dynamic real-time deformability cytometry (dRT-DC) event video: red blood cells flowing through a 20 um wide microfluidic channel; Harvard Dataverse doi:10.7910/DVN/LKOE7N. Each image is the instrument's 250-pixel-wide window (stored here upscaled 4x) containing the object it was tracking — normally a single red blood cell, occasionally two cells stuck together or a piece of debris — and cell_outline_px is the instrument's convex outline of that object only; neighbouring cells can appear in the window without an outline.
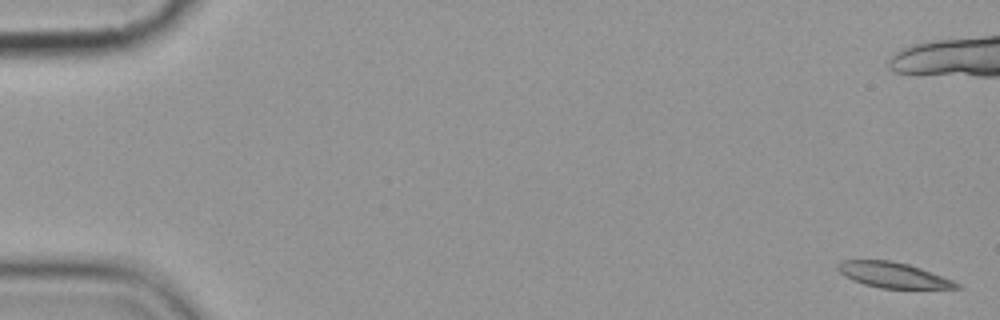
{"species": "common noctule bat (a hibernating species)", "species_latin": "Nyctalus noctula", "temperature_condition": "cold", "stored_images_in_passage": 16, "camera_frame_rate_fps": 3000, "um_per_image_px": 0.085, "animal": {"sex": "female", "body_mass_g": 19.9}, "frame": {"image": 1, "passage_image": 1, "time_ms": 0.0, "image_size_px": [1000, 320], "cell_outline_px": [[960, 288], [880, 288], [864, 284], [852, 280], [844, 276], [836, 268], [836, 264], [844, 260], [892, 260], [908, 264], [920, 268], [952, 280], [960, 284]], "centroid_in_image_um": [75.86, 23.37], "position_along_channel_um": 9.1, "area_um2": 17.46}}
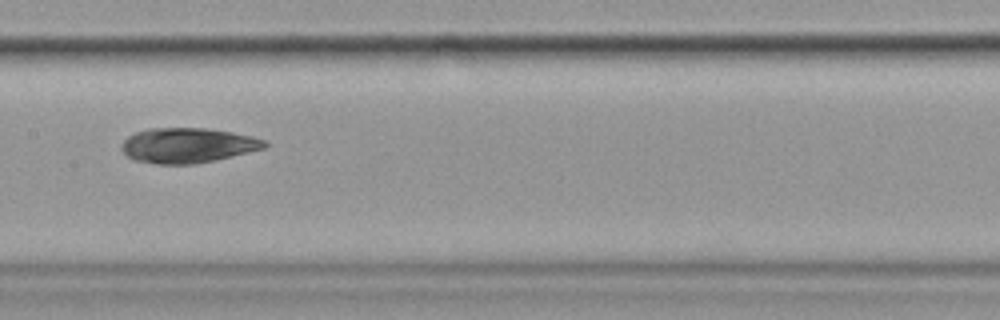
{"frame": {"image": 2, "passage_image": 10, "time_ms": 11.0, "image_size_px": [1000, 320], "cell_outline_px": [[268, 144], [264, 148], [232, 156], [192, 164], [156, 164], [136, 160], [128, 156], [120, 148], [120, 144], [128, 136], [136, 132], [148, 128], [204, 128], [232, 132], [252, 136], [264, 140]], "centroid_in_image_um": [15.92, 12.35], "position_along_channel_um": 191.5, "area_um2": 28.96}}
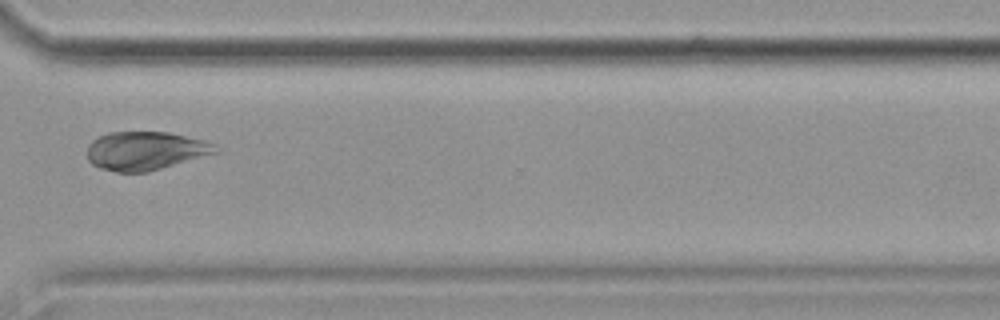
{"frame": {"image": 3, "passage_image": 14, "time_ms": 15.667, "image_size_px": [1000, 320], "cell_outline_px": [[220, 152], [148, 172], [116, 172], [100, 168], [92, 164], [88, 160], [88, 144], [92, 140], [108, 132], [168, 132], [208, 140], [216, 144], [220, 148]], "centroid_in_image_um": [12.42, 12.81], "position_along_channel_um": 358.2, "area_um2": 29.19}, "authors_computed_cell_mechanics": {"area_um2": 27.4839, "velocity_mm_per_s": 3.5594, "shape_relaxation_time_tau1_ms": null, "shape_relaxation_time_tau2_ms": 3.5977, "deformation_change_tau1": null, "deformation_change_tau2": 0.0753}}